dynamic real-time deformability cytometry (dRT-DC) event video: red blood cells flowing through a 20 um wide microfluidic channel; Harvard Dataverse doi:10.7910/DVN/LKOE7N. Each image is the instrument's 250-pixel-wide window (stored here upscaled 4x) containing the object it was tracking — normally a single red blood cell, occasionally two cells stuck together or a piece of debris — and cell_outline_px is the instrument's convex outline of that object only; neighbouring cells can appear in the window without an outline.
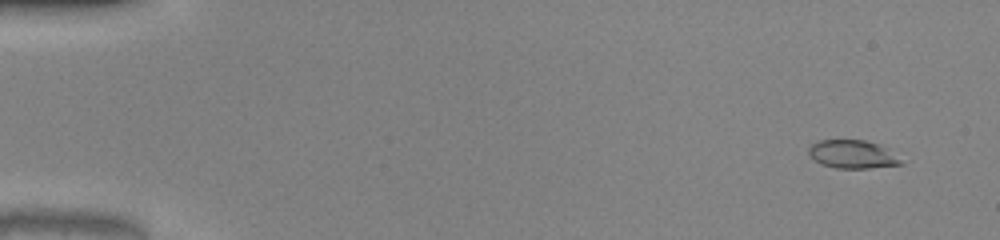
{"species": "common noctule bat (a hibernating species)", "species_latin": "Nyctalus noctula", "temperature_condition": "warm", "stored_images_in_passage": 52, "camera_frame_rate_fps": 3000, "um_per_image_px": 0.085, "animal": {"sex": "male", "body_mass_g": 20.0, "forearm_length_mm": 53.3}, "frame": {"image": 1, "passage_image": 4, "time_ms": 1.0, "image_size_px": [1000, 240], "cell_outline_px": [[904, 164], [868, 168], [836, 168], [820, 164], [808, 152], [808, 148], [812, 144], [820, 140], [864, 140], [876, 144], [884, 148], [900, 160]], "centroid_in_image_um": [72.4, 13.12], "position_along_channel_um": 12.6, "area_um2": 14.74}}
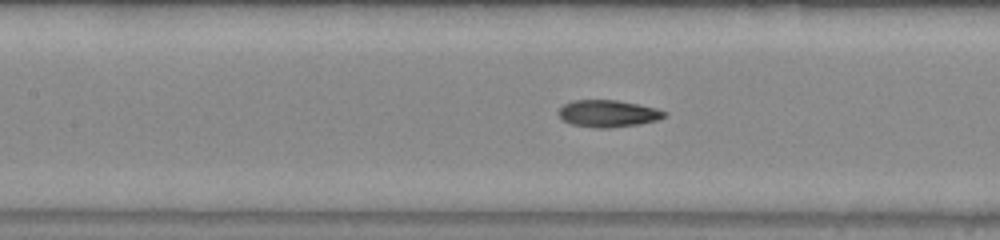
{"frame": {"image": 2, "passage_image": 25, "time_ms": 8.0, "image_size_px": [1000, 240], "cell_outline_px": [[668, 112], [664, 116], [656, 120], [640, 124], [608, 128], [596, 128], [572, 124], [564, 120], [556, 112], [564, 104], [572, 100], [616, 100], [656, 108]], "centroid_in_image_um": [51.66, 9.65], "position_along_channel_um": 155.7, "area_um2": 16.53}}
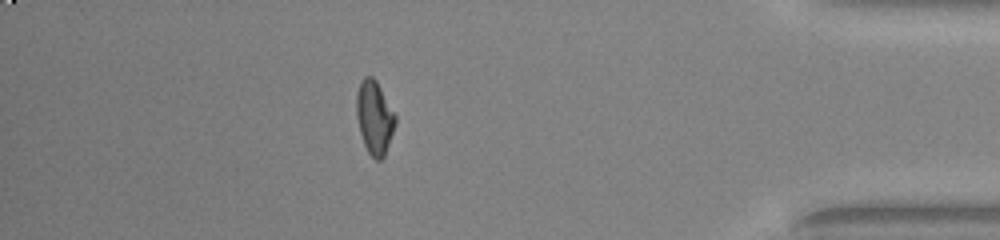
{"frame": {"image": 3, "passage_image": 46, "time_ms": 15.0, "image_size_px": [1000, 240], "cell_outline_px": [[396, 124], [384, 156], [380, 160], [376, 160], [368, 152], [364, 144], [360, 132], [356, 116], [356, 92], [360, 80], [364, 76], [372, 76], [376, 80], [396, 116]], "centroid_in_image_um": [31.81, 9.96], "position_along_channel_um": 403.4, "area_um2": 16.65}, "authors_computed_cell_mechanics": {"area_um2": 16.0106, "velocity_mm_per_s": 4.0958, "shape_relaxation_time_tau1_ms": 5.8442, "shape_relaxation_time_tau2_ms": 1.9409, "deformation_change_tau1": 0.1947, "deformation_change_tau2": 0.074}}